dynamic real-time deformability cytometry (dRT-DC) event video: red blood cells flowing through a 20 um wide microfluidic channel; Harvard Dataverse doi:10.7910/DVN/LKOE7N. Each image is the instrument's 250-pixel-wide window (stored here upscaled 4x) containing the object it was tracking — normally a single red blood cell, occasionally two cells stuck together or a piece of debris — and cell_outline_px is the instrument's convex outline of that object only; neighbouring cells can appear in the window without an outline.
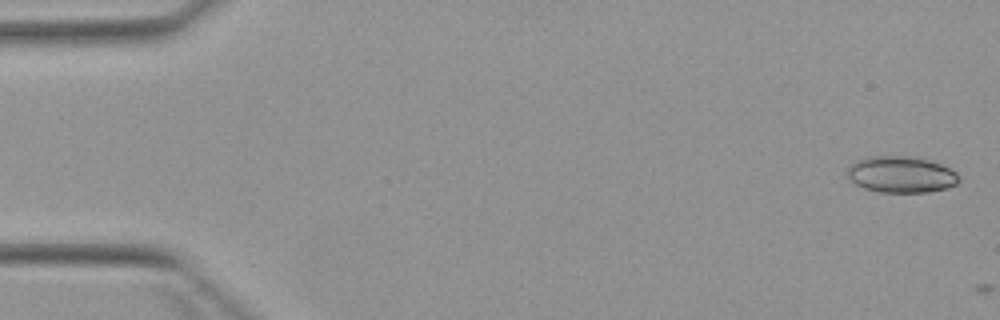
{"species": "Egyptian fruit bat (a non-hibernating species)", "species_latin": "Rousettus aegyptiacus", "temperature_condition": "warm", "stored_images_in_passage": 4, "camera_frame_rate_fps": 3000, "um_per_image_px": 0.085, "animal": {"sex": "female"}, "frame": {"image": 1, "passage_image": 1, "time_ms": 0.0, "image_size_px": [1000, 320], "cell_outline_px": [[960, 180], [956, 184], [948, 188], [928, 192], [880, 192], [864, 188], [856, 184], [848, 176], [848, 168], [856, 160], [868, 156], [912, 156], [928, 160], [940, 164], [956, 172], [960, 176]], "centroid_in_image_um": [76.62, 14.83], "position_along_channel_um": 8.4, "area_um2": 23.64}}